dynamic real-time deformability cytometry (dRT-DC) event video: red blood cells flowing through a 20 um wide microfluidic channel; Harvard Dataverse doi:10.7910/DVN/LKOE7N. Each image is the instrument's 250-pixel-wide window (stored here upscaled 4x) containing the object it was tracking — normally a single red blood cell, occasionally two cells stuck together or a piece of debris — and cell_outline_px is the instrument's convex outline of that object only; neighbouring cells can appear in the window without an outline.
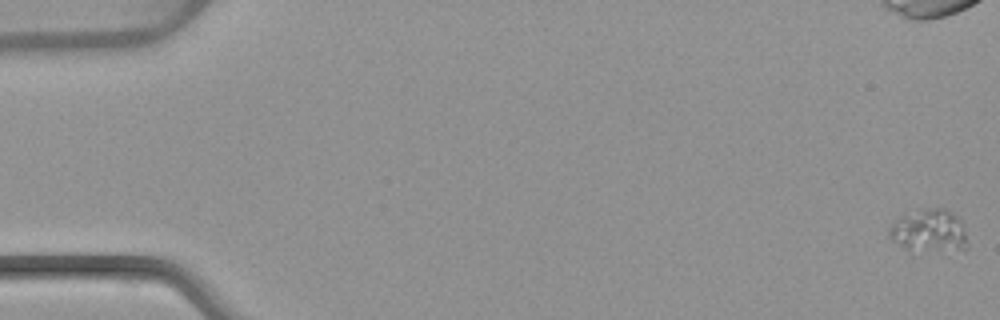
{"species": "common noctule bat (a hibernating species)", "species_latin": "Nyctalus noctula", "temperature_condition": "warm", "stored_images_in_passage": 4, "camera_frame_rate_fps": 3000, "um_per_image_px": 0.085, "animal": {"sex": "female", "body_mass_g": 22.7, "forearm_length_mm": 54.2}, "frame": {"image": 1, "passage_image": 1, "time_ms": 0.0, "image_size_px": [1000, 320], "cell_outline_px": [[968, 248], [904, 248], [892, 240], [888, 236], [888, 228], [896, 220], [904, 216], [932, 208], [944, 208], [952, 212], [960, 220], [968, 244]], "centroid_in_image_um": [78.96, 19.58], "position_along_channel_um": 6.0, "area_um2": 18.21}}
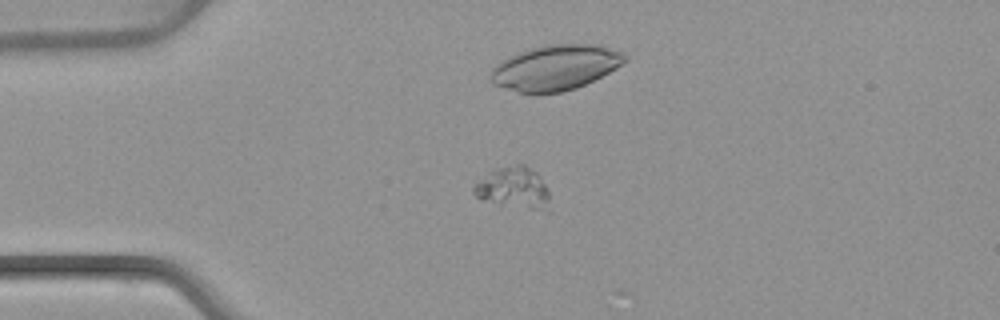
{"frame": {"image": 2, "passage_image": 4, "time_ms": 4.333, "image_size_px": [1000, 320], "cell_outline_px": [[548, 200], [536, 208], [528, 208], [500, 204], [480, 200], [472, 192], [472, 188], [476, 184], [492, 172], [500, 168], [516, 164], [524, 164], [536, 172], [540, 176], [548, 192]], "centroid_in_image_um": [43.59, 15.93], "position_along_channel_um": 41.4, "area_um2": 17.22}}